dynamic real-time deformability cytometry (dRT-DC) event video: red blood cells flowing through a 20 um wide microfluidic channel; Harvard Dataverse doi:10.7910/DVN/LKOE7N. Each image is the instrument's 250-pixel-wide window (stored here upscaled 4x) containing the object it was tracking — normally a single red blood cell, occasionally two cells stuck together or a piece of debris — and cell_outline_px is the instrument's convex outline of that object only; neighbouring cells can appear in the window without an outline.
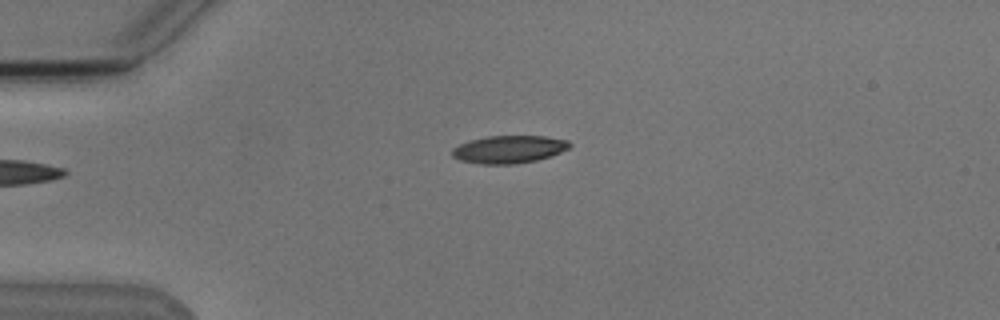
{"species": "Egyptian fruit bat (a non-hibernating species)", "species_latin": "Rousettus aegyptiacus", "temperature_condition": "cold", "stored_images_in_passage": 5, "camera_frame_rate_fps": 3000, "um_per_image_px": 0.085, "animal": {"sex": "male"}, "frame": {"image": 1, "passage_image": 3, "time_ms": 3.333, "image_size_px": [1000, 320], "cell_outline_px": [[572, 144], [568, 148], [560, 152], [536, 160], [516, 164], [480, 164], [460, 160], [452, 156], [452, 148], [468, 140], [488, 136], [544, 136], [568, 140]], "centroid_in_image_um": [43.23, 12.69], "position_along_channel_um": 41.8, "area_um2": 18.9}}